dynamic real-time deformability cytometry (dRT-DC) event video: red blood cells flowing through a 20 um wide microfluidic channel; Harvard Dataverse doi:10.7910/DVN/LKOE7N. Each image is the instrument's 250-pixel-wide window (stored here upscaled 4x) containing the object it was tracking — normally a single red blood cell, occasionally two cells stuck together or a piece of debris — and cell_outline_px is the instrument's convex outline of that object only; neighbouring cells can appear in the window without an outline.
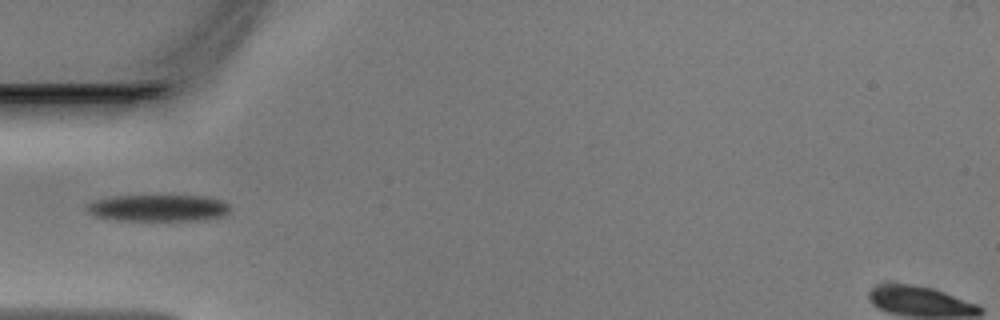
{"species": "Egyptian fruit bat (a non-hibernating species)", "species_latin": "Rousettus aegyptiacus", "temperature_condition": "warm", "stored_images_in_passage": 33, "camera_frame_rate_fps": 3000, "um_per_image_px": 0.085, "animal": {"sex": "male"}, "frame": {"image": 1, "passage_image": 1, "time_ms": 0.0, "image_size_px": [1000, 320], "cell_outline_px": [[228, 212], [224, 216], [196, 220], [116, 220], [96, 216], [88, 212], [84, 208], [88, 204], [96, 200], [112, 196], [208, 196], [224, 200], [228, 204]], "centroid_in_image_um": [13.45, 17.67], "position_along_channel_um": 71.5, "area_um2": 22.2}}
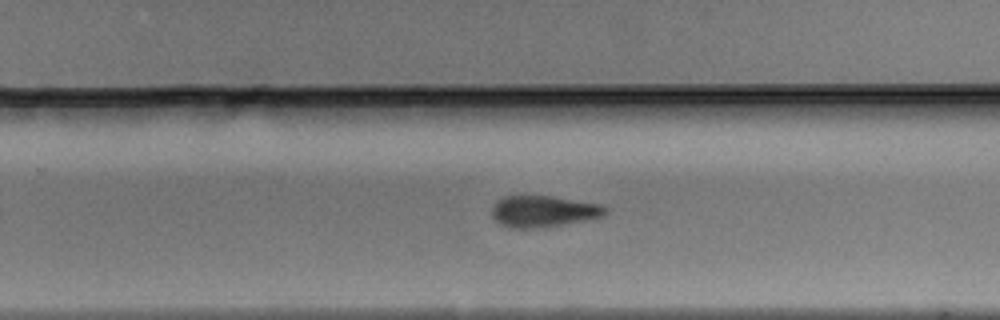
{"frame": {"image": 2, "passage_image": 16, "time_ms": 5.0, "image_size_px": [1000, 320], "cell_outline_px": [[608, 212], [604, 216], [544, 228], [512, 228], [496, 220], [492, 216], [492, 204], [496, 200], [504, 196], [552, 196], [604, 204], [608, 208]], "centroid_in_image_um": [46.23, 17.95], "position_along_channel_um": 283.6, "area_um2": 20.98}}
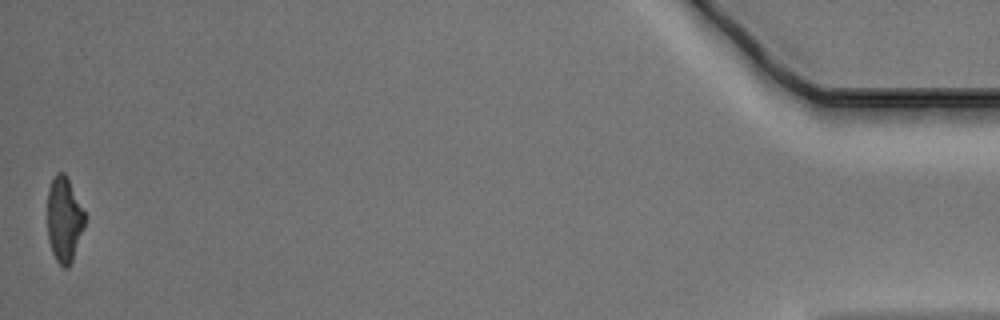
{"frame": {"image": 3, "passage_image": 33, "time_ms": 10.667, "image_size_px": [1000, 320], "cell_outline_px": [[88, 216], [84, 228], [72, 260], [68, 268], [64, 268], [56, 260], [52, 252], [48, 240], [48, 188], [56, 172], [64, 172]], "centroid_in_image_um": [5.48, 18.65], "position_along_channel_um": 429.7, "area_um2": 18.73}}